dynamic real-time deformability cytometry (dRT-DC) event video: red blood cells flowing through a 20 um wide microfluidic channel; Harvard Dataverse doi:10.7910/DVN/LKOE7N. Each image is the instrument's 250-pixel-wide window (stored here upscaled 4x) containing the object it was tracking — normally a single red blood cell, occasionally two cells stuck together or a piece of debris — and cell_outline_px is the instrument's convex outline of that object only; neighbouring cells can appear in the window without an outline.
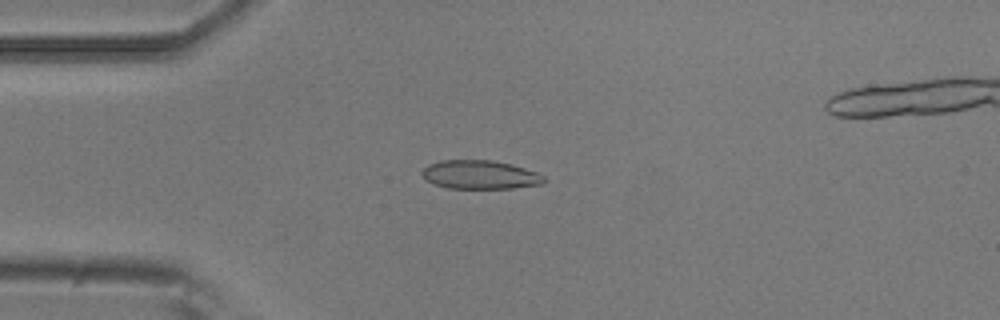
{"species": "common noctule bat (a hibernating species)", "species_latin": "Nyctalus noctula", "temperature_condition": "room temperature", "stored_images_in_passage": 5, "camera_frame_rate_fps": 3000, "um_per_image_px": 0.085, "animal": {"sex": "male", "body_mass_g": 20.5, "forearm_length_mm": 52.5}, "frame": {"image": 1, "passage_image": 4, "time_ms": 1.0, "image_size_px": [1000, 320], "cell_outline_px": [[548, 180], [544, 184], [512, 188], [448, 188], [436, 184], [428, 180], [420, 172], [428, 164], [440, 160], [492, 160], [512, 164], [536, 172], [544, 176]], "centroid_in_image_um": [40.84, 14.84], "position_along_channel_um": 44.2, "area_um2": 20.4}}